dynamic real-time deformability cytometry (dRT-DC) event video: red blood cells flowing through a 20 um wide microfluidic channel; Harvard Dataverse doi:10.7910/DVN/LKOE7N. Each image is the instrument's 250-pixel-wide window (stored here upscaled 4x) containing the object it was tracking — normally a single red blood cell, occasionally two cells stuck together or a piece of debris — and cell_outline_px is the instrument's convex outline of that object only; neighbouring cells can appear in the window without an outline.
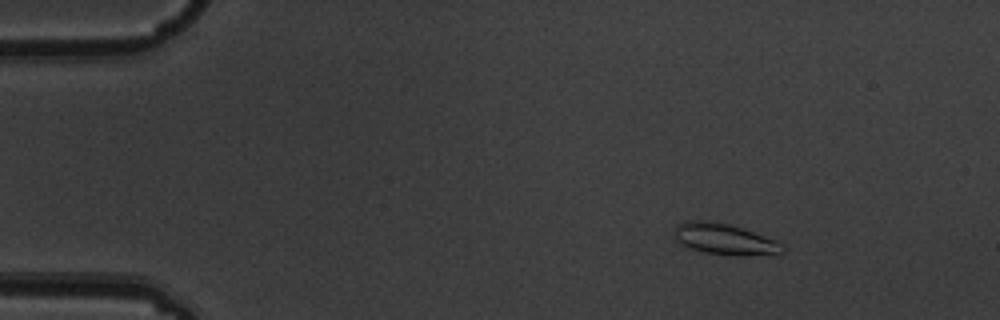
{"species": "common noctule bat (a hibernating species)", "species_latin": "Nyctalus noctula", "temperature_condition": "warm", "stored_images_in_passage": 6, "camera_frame_rate_fps": 3000, "um_per_image_px": 0.085, "animal": {"sex": "male", "body_mass_g": 19.5, "forearm_length_mm": 54.6}, "frame": {"image": 1, "passage_image": 1, "time_ms": 0.0, "image_size_px": [1000, 320], "cell_outline_px": [[784, 252], [744, 256], [732, 256], [704, 252], [692, 248], [676, 240], [672, 232], [672, 228], [676, 224], [684, 220], [708, 220], [728, 224], [776, 240], [784, 244]], "centroid_in_image_um": [61.53, 20.31], "position_along_channel_um": 23.5, "area_um2": 19.65}}
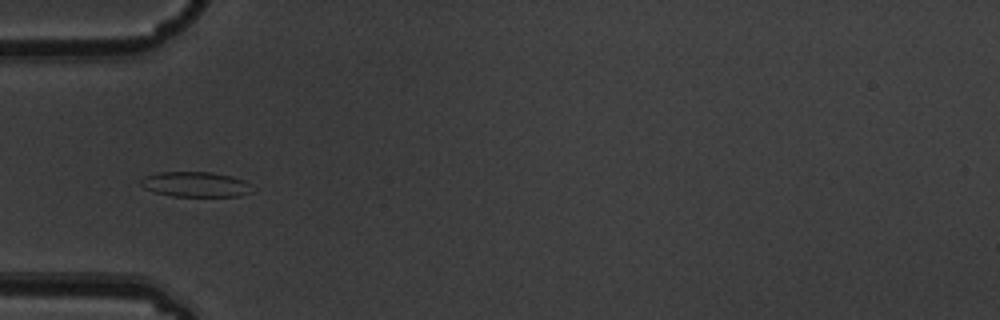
{"frame": {"image": 2, "passage_image": 4, "time_ms": 1.0, "image_size_px": [1000, 320], "cell_outline_px": [[252, 192], [240, 196], [172, 196], [152, 192], [144, 188], [140, 184], [140, 180], [144, 176], [160, 172], [212, 172], [232, 176], [244, 180], [248, 184]], "centroid_in_image_um": [16.58, 15.67], "position_along_channel_um": 68.4, "area_um2": 16.36}}
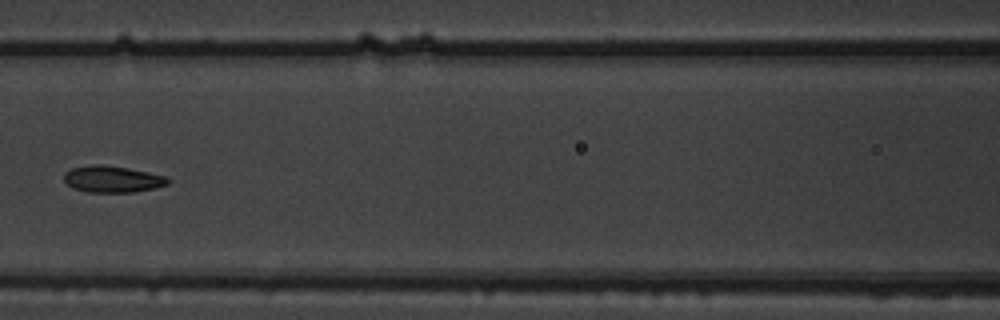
{"frame": {"image": 3, "passage_image": 6, "time_ms": 1.667, "image_size_px": [1000, 320], "cell_outline_px": [[172, 180], [168, 184], [156, 188], [132, 192], [88, 192], [72, 188], [64, 180], [64, 172], [72, 168], [92, 164], [100, 164], [128, 168], [148, 172], [164, 176]], "centroid_in_image_um": [9.55, 15.22], "position_along_channel_um": 157.0, "area_um2": 16.13}}